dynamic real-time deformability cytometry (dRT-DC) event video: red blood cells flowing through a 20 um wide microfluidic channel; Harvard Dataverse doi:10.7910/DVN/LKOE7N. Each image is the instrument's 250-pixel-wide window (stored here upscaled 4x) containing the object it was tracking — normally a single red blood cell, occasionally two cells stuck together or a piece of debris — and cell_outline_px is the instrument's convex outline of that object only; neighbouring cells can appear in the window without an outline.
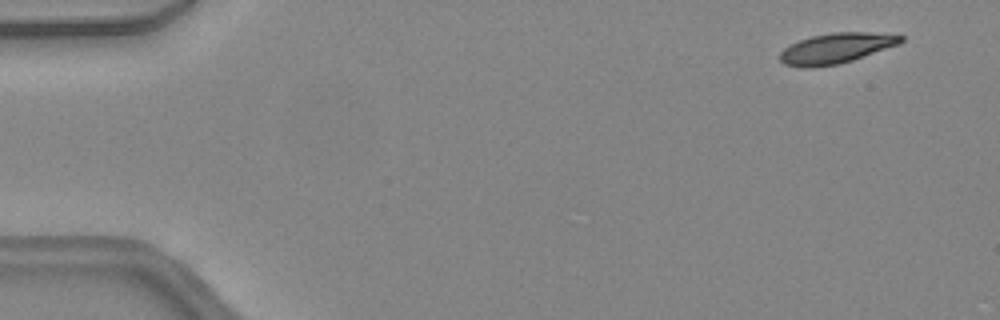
{"species": "common noctule bat (a hibernating species)", "species_latin": "Nyctalus noctula", "temperature_condition": "warm", "stored_images_in_passage": 26, "camera_frame_rate_fps": 3000, "um_per_image_px": 0.085, "animal": {"sex": "female", "body_mass_g": 24.6, "forearm_length_mm": 56.2}, "frame": {"image": 1, "passage_image": 3, "time_ms": 0.667, "image_size_px": [1000, 320], "cell_outline_px": [[904, 40], [900, 44], [840, 64], [812, 68], [800, 68], [784, 64], [780, 60], [780, 52], [784, 48], [800, 40], [812, 36], [832, 32], [868, 32], [904, 36]], "centroid_in_image_um": [71.06, 4.11], "position_along_channel_um": 13.9, "area_um2": 21.39}}
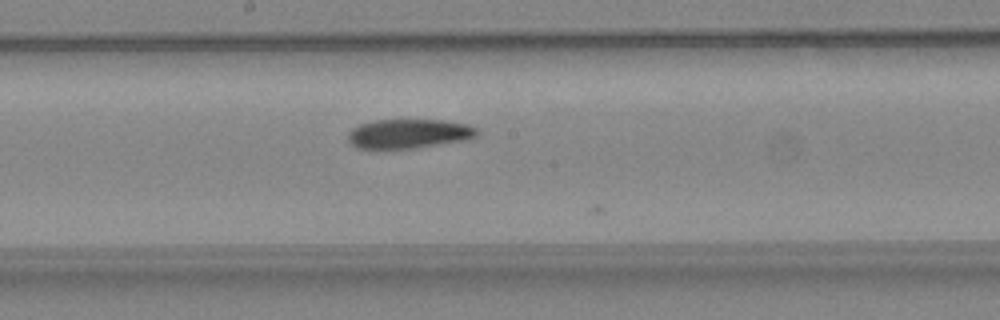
{"frame": {"image": 2, "passage_image": 25, "time_ms": 8.0, "image_size_px": [1000, 320], "cell_outline_px": [[480, 132], [476, 136], [468, 140], [416, 148], [384, 152], [356, 148], [348, 140], [348, 132], [352, 128], [360, 124], [372, 120], [448, 120], [468, 124], [476, 128]], "centroid_in_image_um": [34.71, 11.41], "position_along_channel_um": 213.5, "area_um2": 23.12}}